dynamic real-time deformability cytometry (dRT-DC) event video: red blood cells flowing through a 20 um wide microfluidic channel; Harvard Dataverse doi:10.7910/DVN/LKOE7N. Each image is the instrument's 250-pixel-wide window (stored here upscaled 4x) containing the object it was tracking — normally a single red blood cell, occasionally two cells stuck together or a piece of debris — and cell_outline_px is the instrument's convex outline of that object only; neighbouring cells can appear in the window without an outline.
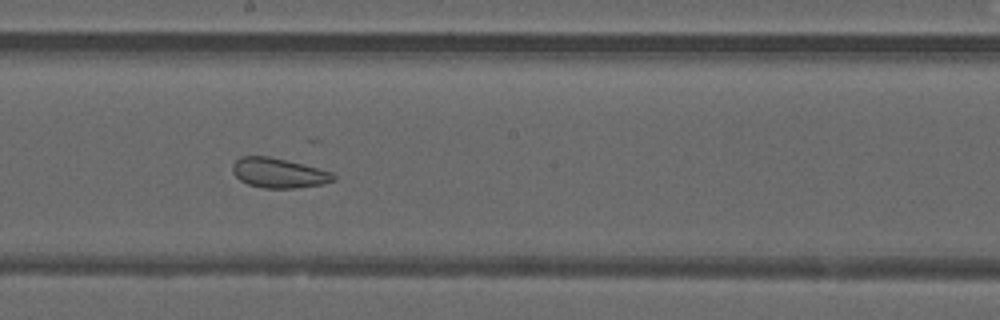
{"species": "common noctule bat (a hibernating species)", "species_latin": "Nyctalus noctula", "temperature_condition": "warm", "stored_images_in_passage": 47, "camera_frame_rate_fps": 3000, "um_per_image_px": 0.085, "animal": {"sex": "male", "forearm_length_mm": 52.5}, "frame": {"image": 1, "passage_image": 26, "time_ms": 8.333, "image_size_px": [1000, 320], "cell_outline_px": [[336, 180], [320, 184], [296, 188], [264, 188], [248, 184], [240, 180], [232, 172], [232, 164], [240, 156], [268, 156], [332, 172], [336, 176]], "centroid_in_image_um": [23.65, 14.71], "position_along_channel_um": 224.5, "area_um2": 17.28}}
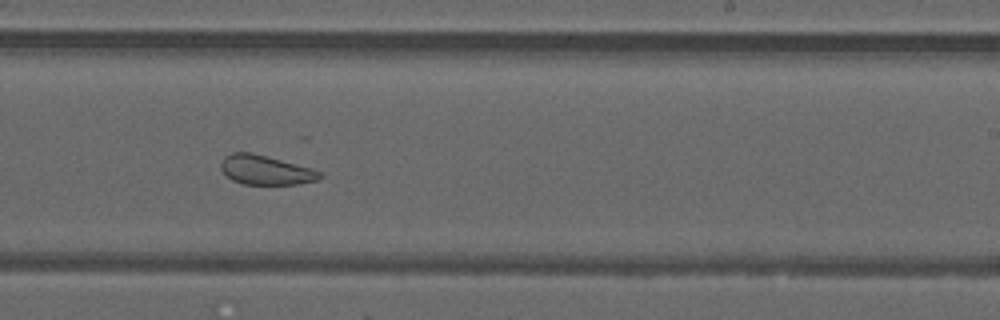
{"frame": {"image": 2, "passage_image": 29, "time_ms": 9.333, "image_size_px": [1000, 320], "cell_outline_px": [[324, 176], [316, 180], [296, 184], [244, 184], [232, 180], [220, 168], [220, 164], [224, 156], [232, 152], [252, 152], [312, 168], [324, 172]], "centroid_in_image_um": [22.59, 14.44], "position_along_channel_um": 266.4, "area_um2": 16.99}}
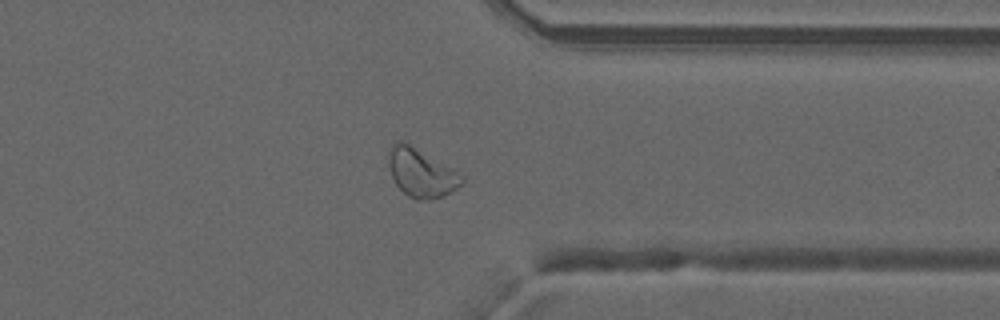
{"frame": {"image": 3, "passage_image": 37, "time_ms": 12.0, "image_size_px": [1000, 320], "cell_outline_px": [[464, 184], [452, 192], [432, 200], [416, 200], [408, 196], [396, 184], [392, 176], [388, 164], [388, 148], [392, 144], [400, 140], [404, 140], [452, 168], [464, 176]], "centroid_in_image_um": [35.81, 14.68], "position_along_channel_um": 375.6, "area_um2": 20.98}, "authors_computed_cell_mechanics": {"area_um2": 23.0044, "velocity_mm_per_s": 4.2097, "shape_relaxation_time_tau1_ms": null, "shape_relaxation_time_tau2_ms": 1.3884, "deformation_change_tau1": null, "deformation_change_tau2": 0.0901}}